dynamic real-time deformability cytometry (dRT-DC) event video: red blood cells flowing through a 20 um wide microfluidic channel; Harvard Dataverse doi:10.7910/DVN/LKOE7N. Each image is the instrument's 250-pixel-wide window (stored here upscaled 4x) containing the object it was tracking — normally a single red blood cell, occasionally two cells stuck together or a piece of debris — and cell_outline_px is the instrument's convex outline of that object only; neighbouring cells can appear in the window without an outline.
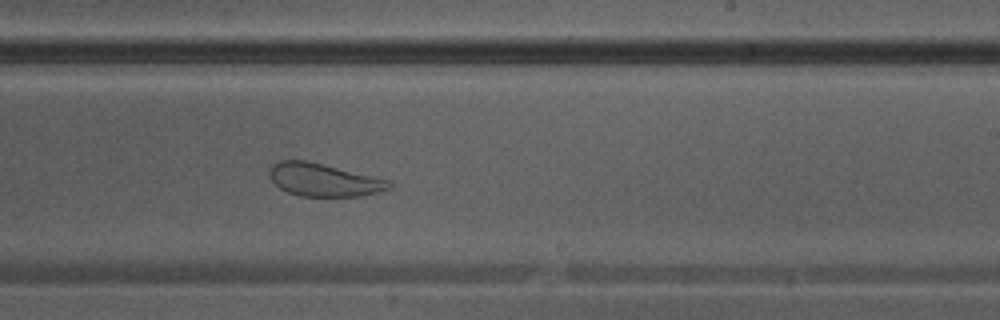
{"species": "Egyptian fruit bat (a non-hibernating species)", "species_latin": "Rousettus aegyptiacus", "temperature_condition": "warm", "stored_images_in_passage": 36, "camera_frame_rate_fps": 3000, "um_per_image_px": 0.085, "animal": {"sex": "male"}, "frame": {"image": 1, "passage_image": 21, "time_ms": 6.667, "image_size_px": [1000, 320], "cell_outline_px": [[392, 188], [360, 196], [300, 196], [288, 192], [280, 188], [268, 176], [268, 172], [272, 164], [280, 160], [308, 160], [392, 180]], "centroid_in_image_um": [27.53, 15.27], "position_along_channel_um": 261.5, "area_um2": 23.18}}